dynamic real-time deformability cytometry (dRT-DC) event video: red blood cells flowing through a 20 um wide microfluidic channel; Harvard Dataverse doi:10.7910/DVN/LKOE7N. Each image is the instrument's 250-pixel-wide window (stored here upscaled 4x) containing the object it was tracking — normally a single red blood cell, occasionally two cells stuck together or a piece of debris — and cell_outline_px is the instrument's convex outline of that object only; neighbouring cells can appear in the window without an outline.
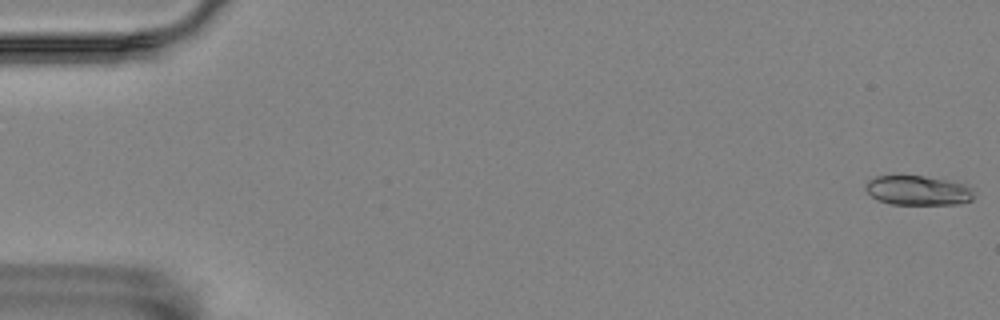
{"species": "Egyptian fruit bat (a non-hibernating species)", "species_latin": "Rousettus aegyptiacus", "temperature_condition": "room temperature", "stored_images_in_passage": 57, "camera_frame_rate_fps": 3000, "um_per_image_px": 0.085, "animal": {"sex": "female"}, "frame": {"image": 1, "passage_image": 1, "time_ms": 0.0, "image_size_px": [1000, 320], "cell_outline_px": [[972, 200], [960, 204], [892, 204], [876, 200], [864, 188], [864, 184], [868, 180], [876, 176], [924, 176], [964, 184], [972, 188]], "centroid_in_image_um": [77.98, 16.19], "position_along_channel_um": 7.0, "area_um2": 18.55}}
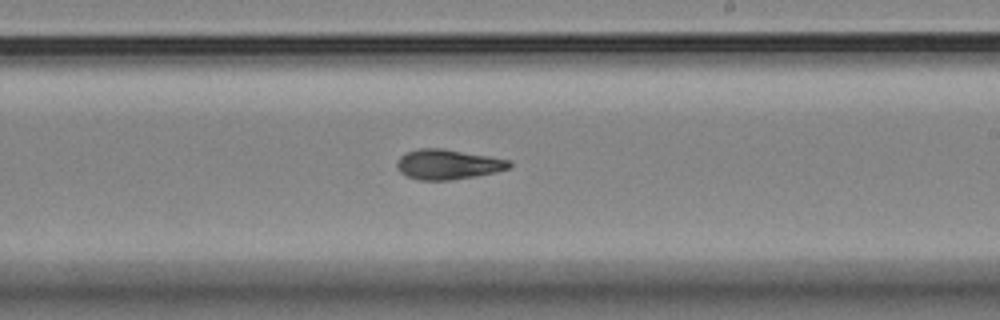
{"frame": {"image": 2, "passage_image": 34, "time_ms": 11.0, "image_size_px": [1000, 320], "cell_outline_px": [[512, 164], [508, 168], [496, 172], [476, 176], [448, 180], [420, 180], [408, 176], [400, 172], [396, 168], [396, 160], [404, 152], [420, 148], [440, 148], [488, 156], [508, 160]], "centroid_in_image_um": [38.01, 13.97], "position_along_channel_um": 251.0, "area_um2": 19.54}}
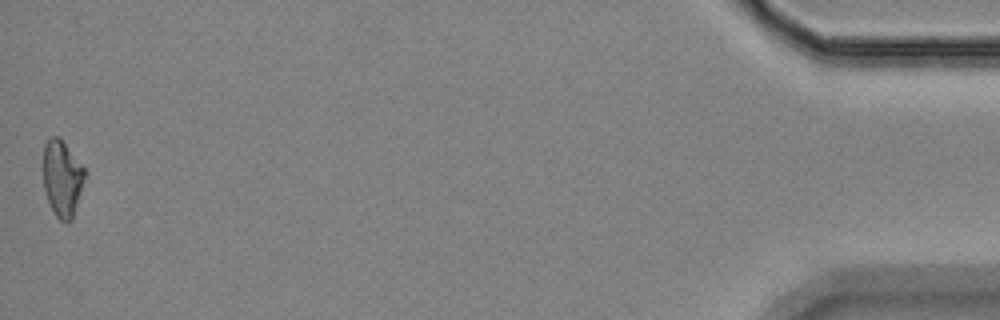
{"frame": {"image": 3, "passage_image": 57, "time_ms": 18.667, "image_size_px": [1000, 320], "cell_outline_px": [[88, 176], [72, 220], [68, 224], [64, 224], [56, 216], [48, 200], [44, 188], [44, 144], [52, 136], [56, 136], [64, 144], [88, 172]], "centroid_in_image_um": [5.34, 15.24], "position_along_channel_um": 429.9, "area_um2": 18.61}, "authors_computed_cell_mechanics": {"area_um2": 19.1896, "velocity_mm_per_s": 3.5115, "shape_relaxation_time_tau1_ms": 4.4196, "shape_relaxation_time_tau2_ms": 5.0213, "deformation_change_tau1": 0.1551, "deformation_change_tau2": 0.0993}}